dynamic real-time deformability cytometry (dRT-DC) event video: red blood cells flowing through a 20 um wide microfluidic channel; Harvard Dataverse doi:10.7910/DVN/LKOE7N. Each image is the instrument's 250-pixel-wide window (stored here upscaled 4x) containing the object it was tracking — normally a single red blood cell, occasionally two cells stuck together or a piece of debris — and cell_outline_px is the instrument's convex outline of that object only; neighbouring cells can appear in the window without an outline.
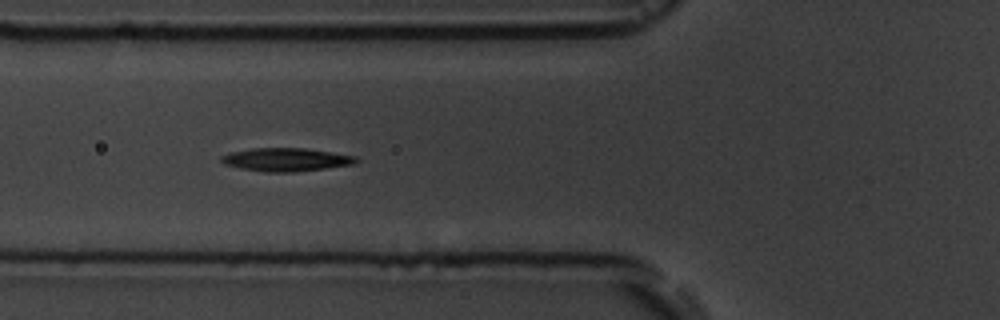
{"species": "common noctule bat (a hibernating species)", "species_latin": "Nyctalus noctula", "temperature_condition": "room temperature", "stored_images_in_passage": 9, "camera_frame_rate_fps": 3000, "um_per_image_px": 0.085, "animal": {"sex": "male", "body_mass_g": 19.5, "forearm_length_mm": 54.6}, "frame": {"image": 1, "passage_image": 6, "time_ms": 6.667, "image_size_px": [1000, 320], "cell_outline_px": [[360, 160], [352, 164], [324, 168], [292, 172], [264, 172], [240, 168], [224, 164], [220, 160], [220, 156], [232, 152], [252, 148], [304, 148], [332, 152], [356, 156]], "centroid_in_image_um": [24.29, 13.56], "position_along_channel_um": 101.5, "area_um2": 18.15}}
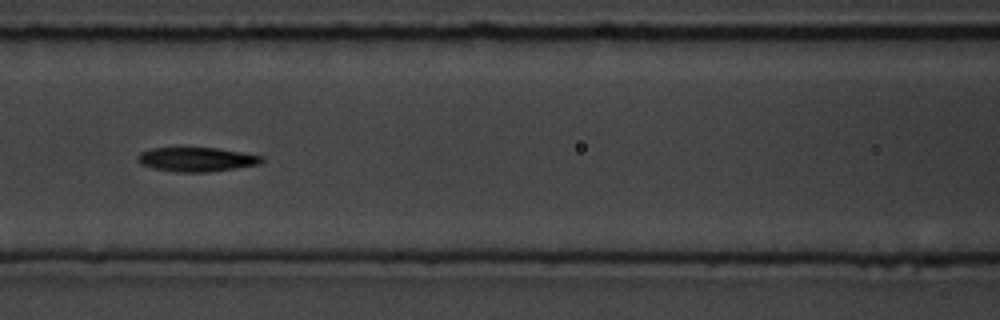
{"frame": {"image": 2, "passage_image": 7, "time_ms": 8.0, "image_size_px": [1000, 320], "cell_outline_px": [[264, 160], [260, 164], [236, 168], [208, 172], [176, 172], [152, 168], [140, 164], [136, 160], [136, 156], [140, 152], [152, 148], [216, 148], [244, 152], [264, 156]], "centroid_in_image_um": [16.71, 13.55], "position_along_channel_um": 149.9, "area_um2": 17.69}}